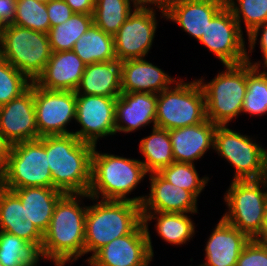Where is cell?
Returning a JSON list of instances; mask_svg holds the SVG:
<instances>
[{
	"label": "cell",
	"instance_id": "cell-1",
	"mask_svg": "<svg viewBox=\"0 0 267 266\" xmlns=\"http://www.w3.org/2000/svg\"><path fill=\"white\" fill-rule=\"evenodd\" d=\"M88 193H65L57 202L47 231L43 234L40 261L65 266L84 256ZM84 204V205H83Z\"/></svg>",
	"mask_w": 267,
	"mask_h": 266
},
{
	"label": "cell",
	"instance_id": "cell-2",
	"mask_svg": "<svg viewBox=\"0 0 267 266\" xmlns=\"http://www.w3.org/2000/svg\"><path fill=\"white\" fill-rule=\"evenodd\" d=\"M94 145L74 134L46 136V154L52 188L64 193H88Z\"/></svg>",
	"mask_w": 267,
	"mask_h": 266
},
{
	"label": "cell",
	"instance_id": "cell-3",
	"mask_svg": "<svg viewBox=\"0 0 267 266\" xmlns=\"http://www.w3.org/2000/svg\"><path fill=\"white\" fill-rule=\"evenodd\" d=\"M140 159L105 153L94 146L88 195L102 200H125L141 205L144 195L130 198L131 192L148 175ZM130 194V195H129Z\"/></svg>",
	"mask_w": 267,
	"mask_h": 266
},
{
	"label": "cell",
	"instance_id": "cell-4",
	"mask_svg": "<svg viewBox=\"0 0 267 266\" xmlns=\"http://www.w3.org/2000/svg\"><path fill=\"white\" fill-rule=\"evenodd\" d=\"M85 219L84 256L87 262L99 249L118 237L130 234L141 222V205L125 200L90 199Z\"/></svg>",
	"mask_w": 267,
	"mask_h": 266
},
{
	"label": "cell",
	"instance_id": "cell-5",
	"mask_svg": "<svg viewBox=\"0 0 267 266\" xmlns=\"http://www.w3.org/2000/svg\"><path fill=\"white\" fill-rule=\"evenodd\" d=\"M209 82L197 79L205 97L206 118L217 126H229L241 115L247 90V62L223 65Z\"/></svg>",
	"mask_w": 267,
	"mask_h": 266
},
{
	"label": "cell",
	"instance_id": "cell-6",
	"mask_svg": "<svg viewBox=\"0 0 267 266\" xmlns=\"http://www.w3.org/2000/svg\"><path fill=\"white\" fill-rule=\"evenodd\" d=\"M227 211L221 216L250 239L261 234L267 204V177L235 180L224 193Z\"/></svg>",
	"mask_w": 267,
	"mask_h": 266
},
{
	"label": "cell",
	"instance_id": "cell-7",
	"mask_svg": "<svg viewBox=\"0 0 267 266\" xmlns=\"http://www.w3.org/2000/svg\"><path fill=\"white\" fill-rule=\"evenodd\" d=\"M203 90L197 81L179 77L168 89L157 94L156 126L171 130L206 120Z\"/></svg>",
	"mask_w": 267,
	"mask_h": 266
},
{
	"label": "cell",
	"instance_id": "cell-8",
	"mask_svg": "<svg viewBox=\"0 0 267 266\" xmlns=\"http://www.w3.org/2000/svg\"><path fill=\"white\" fill-rule=\"evenodd\" d=\"M52 53L47 33L15 24L4 26L0 57L13 65L31 82H35L43 73Z\"/></svg>",
	"mask_w": 267,
	"mask_h": 266
},
{
	"label": "cell",
	"instance_id": "cell-9",
	"mask_svg": "<svg viewBox=\"0 0 267 266\" xmlns=\"http://www.w3.org/2000/svg\"><path fill=\"white\" fill-rule=\"evenodd\" d=\"M227 126H216L213 150L234 168L232 181L267 177V149L256 138Z\"/></svg>",
	"mask_w": 267,
	"mask_h": 266
},
{
	"label": "cell",
	"instance_id": "cell-10",
	"mask_svg": "<svg viewBox=\"0 0 267 266\" xmlns=\"http://www.w3.org/2000/svg\"><path fill=\"white\" fill-rule=\"evenodd\" d=\"M0 185L9 190L24 187H52V173L46 154V136L11 145Z\"/></svg>",
	"mask_w": 267,
	"mask_h": 266
},
{
	"label": "cell",
	"instance_id": "cell-11",
	"mask_svg": "<svg viewBox=\"0 0 267 266\" xmlns=\"http://www.w3.org/2000/svg\"><path fill=\"white\" fill-rule=\"evenodd\" d=\"M198 43L213 53L222 65L246 62L247 42H245L243 31L227 5L208 22L205 33Z\"/></svg>",
	"mask_w": 267,
	"mask_h": 266
},
{
	"label": "cell",
	"instance_id": "cell-12",
	"mask_svg": "<svg viewBox=\"0 0 267 266\" xmlns=\"http://www.w3.org/2000/svg\"><path fill=\"white\" fill-rule=\"evenodd\" d=\"M34 108L39 138L73 134L67 126L76 115V92L46 90L34 82Z\"/></svg>",
	"mask_w": 267,
	"mask_h": 266
},
{
	"label": "cell",
	"instance_id": "cell-13",
	"mask_svg": "<svg viewBox=\"0 0 267 266\" xmlns=\"http://www.w3.org/2000/svg\"><path fill=\"white\" fill-rule=\"evenodd\" d=\"M116 100L117 97L76 94L75 124L80 130L73 134L94 146L101 138L116 135Z\"/></svg>",
	"mask_w": 267,
	"mask_h": 266
},
{
	"label": "cell",
	"instance_id": "cell-14",
	"mask_svg": "<svg viewBox=\"0 0 267 266\" xmlns=\"http://www.w3.org/2000/svg\"><path fill=\"white\" fill-rule=\"evenodd\" d=\"M156 15V10L135 8L113 36L117 60L146 58L159 24Z\"/></svg>",
	"mask_w": 267,
	"mask_h": 266
},
{
	"label": "cell",
	"instance_id": "cell-15",
	"mask_svg": "<svg viewBox=\"0 0 267 266\" xmlns=\"http://www.w3.org/2000/svg\"><path fill=\"white\" fill-rule=\"evenodd\" d=\"M153 262L143 222L130 234L118 237L99 249L88 266H149Z\"/></svg>",
	"mask_w": 267,
	"mask_h": 266
},
{
	"label": "cell",
	"instance_id": "cell-16",
	"mask_svg": "<svg viewBox=\"0 0 267 266\" xmlns=\"http://www.w3.org/2000/svg\"><path fill=\"white\" fill-rule=\"evenodd\" d=\"M0 134L11 145L39 139L34 108V82L19 97L0 106Z\"/></svg>",
	"mask_w": 267,
	"mask_h": 266
},
{
	"label": "cell",
	"instance_id": "cell-17",
	"mask_svg": "<svg viewBox=\"0 0 267 266\" xmlns=\"http://www.w3.org/2000/svg\"><path fill=\"white\" fill-rule=\"evenodd\" d=\"M149 193L141 203V212L198 213V199L189 191L165 180L158 172L149 173Z\"/></svg>",
	"mask_w": 267,
	"mask_h": 266
},
{
	"label": "cell",
	"instance_id": "cell-18",
	"mask_svg": "<svg viewBox=\"0 0 267 266\" xmlns=\"http://www.w3.org/2000/svg\"><path fill=\"white\" fill-rule=\"evenodd\" d=\"M157 94L122 92L116 100L115 131L130 134L143 127L156 126Z\"/></svg>",
	"mask_w": 267,
	"mask_h": 266
},
{
	"label": "cell",
	"instance_id": "cell-19",
	"mask_svg": "<svg viewBox=\"0 0 267 266\" xmlns=\"http://www.w3.org/2000/svg\"><path fill=\"white\" fill-rule=\"evenodd\" d=\"M249 241L245 233L220 218L205 243V261L197 266H236Z\"/></svg>",
	"mask_w": 267,
	"mask_h": 266
},
{
	"label": "cell",
	"instance_id": "cell-20",
	"mask_svg": "<svg viewBox=\"0 0 267 266\" xmlns=\"http://www.w3.org/2000/svg\"><path fill=\"white\" fill-rule=\"evenodd\" d=\"M214 123L206 119L192 126L169 130L174 162L196 164L209 149H213Z\"/></svg>",
	"mask_w": 267,
	"mask_h": 266
},
{
	"label": "cell",
	"instance_id": "cell-21",
	"mask_svg": "<svg viewBox=\"0 0 267 266\" xmlns=\"http://www.w3.org/2000/svg\"><path fill=\"white\" fill-rule=\"evenodd\" d=\"M176 81V78L146 58L129 59L121 62L122 92L158 94L170 88Z\"/></svg>",
	"mask_w": 267,
	"mask_h": 266
},
{
	"label": "cell",
	"instance_id": "cell-22",
	"mask_svg": "<svg viewBox=\"0 0 267 266\" xmlns=\"http://www.w3.org/2000/svg\"><path fill=\"white\" fill-rule=\"evenodd\" d=\"M226 5V0H178L166 13L189 36L199 41L208 22Z\"/></svg>",
	"mask_w": 267,
	"mask_h": 266
},
{
	"label": "cell",
	"instance_id": "cell-23",
	"mask_svg": "<svg viewBox=\"0 0 267 266\" xmlns=\"http://www.w3.org/2000/svg\"><path fill=\"white\" fill-rule=\"evenodd\" d=\"M86 64L73 51L53 52L35 83L46 90L76 91Z\"/></svg>",
	"mask_w": 267,
	"mask_h": 266
},
{
	"label": "cell",
	"instance_id": "cell-24",
	"mask_svg": "<svg viewBox=\"0 0 267 266\" xmlns=\"http://www.w3.org/2000/svg\"><path fill=\"white\" fill-rule=\"evenodd\" d=\"M0 231L16 235L40 252L43 234L28 218L25 205L9 189L0 185Z\"/></svg>",
	"mask_w": 267,
	"mask_h": 266
},
{
	"label": "cell",
	"instance_id": "cell-25",
	"mask_svg": "<svg viewBox=\"0 0 267 266\" xmlns=\"http://www.w3.org/2000/svg\"><path fill=\"white\" fill-rule=\"evenodd\" d=\"M142 222L148 236V246L151 256L154 259V247L150 235L149 225L152 220L157 235L161 240L170 245H186L196 234V224L191 219V213H174V212H141ZM189 214V215H188Z\"/></svg>",
	"mask_w": 267,
	"mask_h": 266
},
{
	"label": "cell",
	"instance_id": "cell-26",
	"mask_svg": "<svg viewBox=\"0 0 267 266\" xmlns=\"http://www.w3.org/2000/svg\"><path fill=\"white\" fill-rule=\"evenodd\" d=\"M76 94L118 97L121 91V61L86 65Z\"/></svg>",
	"mask_w": 267,
	"mask_h": 266
},
{
	"label": "cell",
	"instance_id": "cell-27",
	"mask_svg": "<svg viewBox=\"0 0 267 266\" xmlns=\"http://www.w3.org/2000/svg\"><path fill=\"white\" fill-rule=\"evenodd\" d=\"M25 205L29 220L44 234L58 200L65 194L52 187H24L12 190Z\"/></svg>",
	"mask_w": 267,
	"mask_h": 266
},
{
	"label": "cell",
	"instance_id": "cell-28",
	"mask_svg": "<svg viewBox=\"0 0 267 266\" xmlns=\"http://www.w3.org/2000/svg\"><path fill=\"white\" fill-rule=\"evenodd\" d=\"M139 152L143 155V160L140 161L148 174L159 172L172 164L174 158L169 130L153 127L149 136L141 138Z\"/></svg>",
	"mask_w": 267,
	"mask_h": 266
},
{
	"label": "cell",
	"instance_id": "cell-29",
	"mask_svg": "<svg viewBox=\"0 0 267 266\" xmlns=\"http://www.w3.org/2000/svg\"><path fill=\"white\" fill-rule=\"evenodd\" d=\"M86 64L116 60L113 36L94 23L77 40L72 49Z\"/></svg>",
	"mask_w": 267,
	"mask_h": 266
},
{
	"label": "cell",
	"instance_id": "cell-30",
	"mask_svg": "<svg viewBox=\"0 0 267 266\" xmlns=\"http://www.w3.org/2000/svg\"><path fill=\"white\" fill-rule=\"evenodd\" d=\"M93 24V15L74 13L67 21L49 29L52 52L72 50L77 40Z\"/></svg>",
	"mask_w": 267,
	"mask_h": 266
},
{
	"label": "cell",
	"instance_id": "cell-31",
	"mask_svg": "<svg viewBox=\"0 0 267 266\" xmlns=\"http://www.w3.org/2000/svg\"><path fill=\"white\" fill-rule=\"evenodd\" d=\"M135 8L133 0H95L93 23L114 36Z\"/></svg>",
	"mask_w": 267,
	"mask_h": 266
},
{
	"label": "cell",
	"instance_id": "cell-32",
	"mask_svg": "<svg viewBox=\"0 0 267 266\" xmlns=\"http://www.w3.org/2000/svg\"><path fill=\"white\" fill-rule=\"evenodd\" d=\"M267 68H256L247 62V90L241 114H267Z\"/></svg>",
	"mask_w": 267,
	"mask_h": 266
},
{
	"label": "cell",
	"instance_id": "cell-33",
	"mask_svg": "<svg viewBox=\"0 0 267 266\" xmlns=\"http://www.w3.org/2000/svg\"><path fill=\"white\" fill-rule=\"evenodd\" d=\"M0 262L3 266H38V252L16 235L0 231Z\"/></svg>",
	"mask_w": 267,
	"mask_h": 266
},
{
	"label": "cell",
	"instance_id": "cell-34",
	"mask_svg": "<svg viewBox=\"0 0 267 266\" xmlns=\"http://www.w3.org/2000/svg\"><path fill=\"white\" fill-rule=\"evenodd\" d=\"M195 167V164L173 162L158 173L171 184L191 192L198 199L210 177H200Z\"/></svg>",
	"mask_w": 267,
	"mask_h": 266
},
{
	"label": "cell",
	"instance_id": "cell-35",
	"mask_svg": "<svg viewBox=\"0 0 267 266\" xmlns=\"http://www.w3.org/2000/svg\"><path fill=\"white\" fill-rule=\"evenodd\" d=\"M13 24L48 33L51 24L47 12V3L35 0H17Z\"/></svg>",
	"mask_w": 267,
	"mask_h": 266
},
{
	"label": "cell",
	"instance_id": "cell-36",
	"mask_svg": "<svg viewBox=\"0 0 267 266\" xmlns=\"http://www.w3.org/2000/svg\"><path fill=\"white\" fill-rule=\"evenodd\" d=\"M240 29L245 25L246 35L267 21V0H226Z\"/></svg>",
	"mask_w": 267,
	"mask_h": 266
},
{
	"label": "cell",
	"instance_id": "cell-37",
	"mask_svg": "<svg viewBox=\"0 0 267 266\" xmlns=\"http://www.w3.org/2000/svg\"><path fill=\"white\" fill-rule=\"evenodd\" d=\"M31 83L24 74L0 57V106L19 97Z\"/></svg>",
	"mask_w": 267,
	"mask_h": 266
},
{
	"label": "cell",
	"instance_id": "cell-38",
	"mask_svg": "<svg viewBox=\"0 0 267 266\" xmlns=\"http://www.w3.org/2000/svg\"><path fill=\"white\" fill-rule=\"evenodd\" d=\"M236 266H267V243L250 239L241 251Z\"/></svg>",
	"mask_w": 267,
	"mask_h": 266
},
{
	"label": "cell",
	"instance_id": "cell-39",
	"mask_svg": "<svg viewBox=\"0 0 267 266\" xmlns=\"http://www.w3.org/2000/svg\"><path fill=\"white\" fill-rule=\"evenodd\" d=\"M247 37V48L249 49H247L248 51H246V62L250 63L256 68H267V21L264 24L258 25L256 28H254L249 34H247ZM256 44H259V50L262 52V61L260 60L257 62H252L251 53L254 51Z\"/></svg>",
	"mask_w": 267,
	"mask_h": 266
},
{
	"label": "cell",
	"instance_id": "cell-40",
	"mask_svg": "<svg viewBox=\"0 0 267 266\" xmlns=\"http://www.w3.org/2000/svg\"><path fill=\"white\" fill-rule=\"evenodd\" d=\"M47 12L51 27L64 23L74 14L64 0H50L47 3Z\"/></svg>",
	"mask_w": 267,
	"mask_h": 266
},
{
	"label": "cell",
	"instance_id": "cell-41",
	"mask_svg": "<svg viewBox=\"0 0 267 266\" xmlns=\"http://www.w3.org/2000/svg\"><path fill=\"white\" fill-rule=\"evenodd\" d=\"M178 0H133L136 8L150 9L160 12L161 18L165 19V13L177 2Z\"/></svg>",
	"mask_w": 267,
	"mask_h": 266
},
{
	"label": "cell",
	"instance_id": "cell-42",
	"mask_svg": "<svg viewBox=\"0 0 267 266\" xmlns=\"http://www.w3.org/2000/svg\"><path fill=\"white\" fill-rule=\"evenodd\" d=\"M16 3L17 0H0V23L3 26L14 23Z\"/></svg>",
	"mask_w": 267,
	"mask_h": 266
},
{
	"label": "cell",
	"instance_id": "cell-43",
	"mask_svg": "<svg viewBox=\"0 0 267 266\" xmlns=\"http://www.w3.org/2000/svg\"><path fill=\"white\" fill-rule=\"evenodd\" d=\"M74 13H94L95 0H64Z\"/></svg>",
	"mask_w": 267,
	"mask_h": 266
},
{
	"label": "cell",
	"instance_id": "cell-44",
	"mask_svg": "<svg viewBox=\"0 0 267 266\" xmlns=\"http://www.w3.org/2000/svg\"><path fill=\"white\" fill-rule=\"evenodd\" d=\"M10 150L11 144L0 134V175L7 167Z\"/></svg>",
	"mask_w": 267,
	"mask_h": 266
},
{
	"label": "cell",
	"instance_id": "cell-45",
	"mask_svg": "<svg viewBox=\"0 0 267 266\" xmlns=\"http://www.w3.org/2000/svg\"><path fill=\"white\" fill-rule=\"evenodd\" d=\"M256 240L267 243V204L265 207L264 222L261 229V234L256 238Z\"/></svg>",
	"mask_w": 267,
	"mask_h": 266
},
{
	"label": "cell",
	"instance_id": "cell-46",
	"mask_svg": "<svg viewBox=\"0 0 267 266\" xmlns=\"http://www.w3.org/2000/svg\"><path fill=\"white\" fill-rule=\"evenodd\" d=\"M3 28H4V26L0 23V43H1V39H2Z\"/></svg>",
	"mask_w": 267,
	"mask_h": 266
},
{
	"label": "cell",
	"instance_id": "cell-47",
	"mask_svg": "<svg viewBox=\"0 0 267 266\" xmlns=\"http://www.w3.org/2000/svg\"><path fill=\"white\" fill-rule=\"evenodd\" d=\"M35 1H39V2H42V3H48L50 0H35Z\"/></svg>",
	"mask_w": 267,
	"mask_h": 266
}]
</instances>
